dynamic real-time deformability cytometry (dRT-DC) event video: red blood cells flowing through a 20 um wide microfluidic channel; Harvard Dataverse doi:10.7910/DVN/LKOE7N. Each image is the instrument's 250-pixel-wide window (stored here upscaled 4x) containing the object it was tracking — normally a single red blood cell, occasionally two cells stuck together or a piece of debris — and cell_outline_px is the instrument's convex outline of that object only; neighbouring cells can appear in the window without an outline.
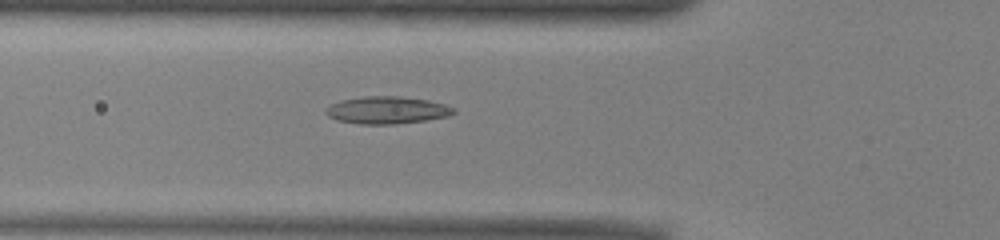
{"species": "common noctule bat (a hibernating species)", "species_latin": "Nyctalus noctula", "temperature_condition": "warm", "stored_images_in_passage": 41, "camera_frame_rate_fps": 3000, "um_per_image_px": 0.085, "animal": {"sex": "male", "body_mass_g": 13.0, "forearm_length_mm": 53.1}, "frame": {"image": 1, "passage_image": 8, "time_ms": 2.333, "image_size_px": [1000, 240], "cell_outline_px": [[456, 112], [448, 116], [424, 120], [392, 124], [360, 124], [336, 120], [328, 116], [324, 112], [324, 108], [340, 100], [364, 96], [400, 96], [428, 100], [444, 104], [456, 108]], "centroid_in_image_um": [32.87, 9.35], "position_along_channel_um": 92.9, "area_um2": 20.4}}
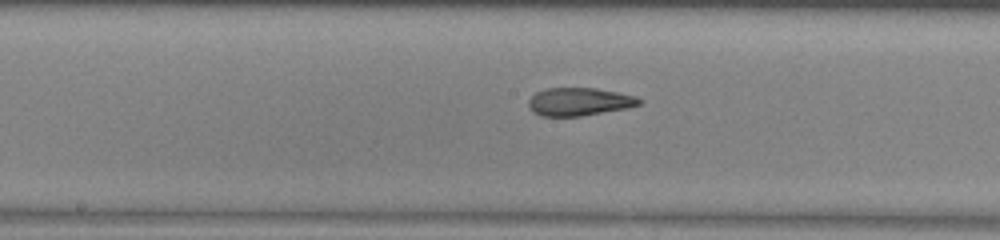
{"frame": {"image": 2, "passage_image": 16, "time_ms": 5.0, "image_size_px": [1000, 240], "cell_outline_px": [[644, 100], [640, 104], [628, 108], [580, 116], [540, 116], [532, 112], [528, 108], [528, 100], [536, 92], [544, 88], [596, 88], [636, 96]], "centroid_in_image_um": [49.21, 8.64], "position_along_channel_um": 199.0, "area_um2": 18.21}}
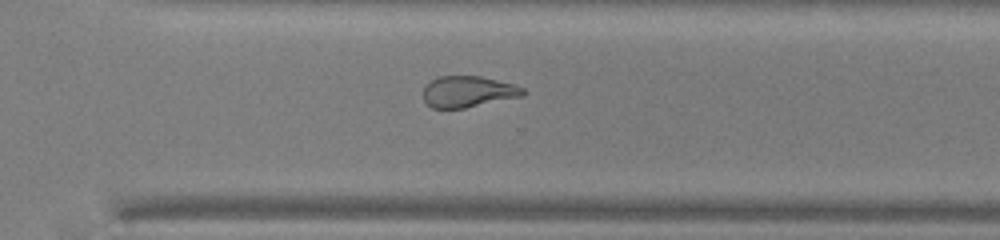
{"frame": {"image": 3, "passage_image": 26, "time_ms": 8.333, "image_size_px": [1000, 240], "cell_outline_px": [[528, 92], [524, 96], [464, 108], [432, 108], [424, 100], [424, 88], [432, 80], [440, 76], [480, 76], [512, 84], [524, 88]], "centroid_in_image_um": [39.82, 7.79], "position_along_channel_um": 330.8, "area_um2": 18.03}, "authors_computed_cell_mechanics": {"area_um2": 19.5364, "velocity_mm_per_s": 3.9663, "shape_relaxation_time_tau1_ms": 8.0964, "shape_relaxation_time_tau2_ms": 2.0813, "deformation_change_tau1": 0.246, "deformation_change_tau2": 0.1105}}